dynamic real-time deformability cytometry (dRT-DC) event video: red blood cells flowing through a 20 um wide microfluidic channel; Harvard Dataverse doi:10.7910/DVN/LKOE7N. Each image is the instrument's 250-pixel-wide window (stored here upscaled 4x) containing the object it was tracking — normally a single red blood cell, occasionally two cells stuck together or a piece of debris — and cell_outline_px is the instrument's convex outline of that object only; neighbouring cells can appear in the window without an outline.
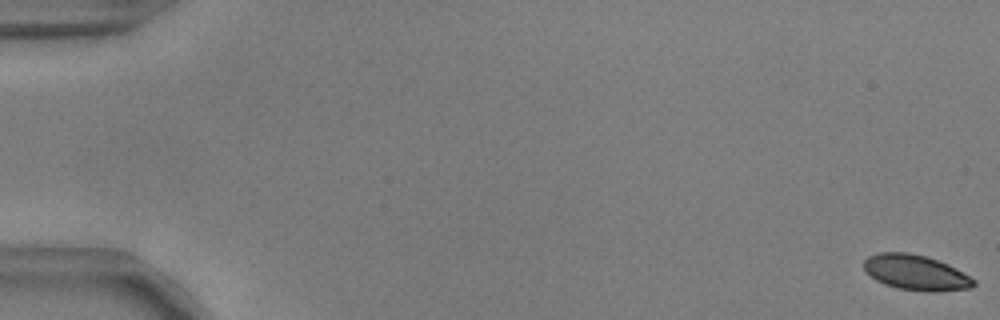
{"species": "common noctule bat (a hibernating species)", "species_latin": "Nyctalus noctula", "temperature_condition": "warm", "stored_images_in_passage": 56, "camera_frame_rate_fps": 3000, "um_per_image_px": 0.085, "animal": {"sex": "male", "body_mass_g": 17.9, "forearm_length_mm": 54.2}, "frame": {"image": 1, "passage_image": 1, "time_ms": 0.0, "image_size_px": [1000, 320], "cell_outline_px": [[976, 284], [972, 288], [936, 292], [928, 292], [896, 288], [884, 284], [876, 280], [864, 268], [864, 260], [868, 256], [880, 252], [908, 252], [924, 256], [948, 264], [956, 268], [976, 280]], "centroid_in_image_um": [77.87, 23.18], "position_along_channel_um": 7.1, "area_um2": 22.6}}
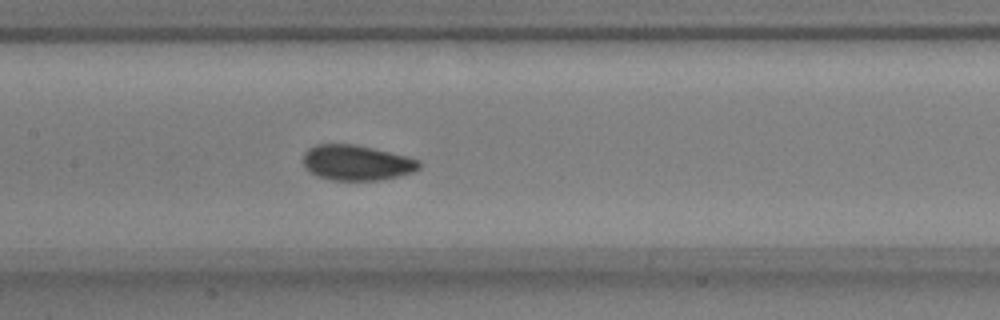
{"frame": {"image": 2, "passage_image": 28, "time_ms": 9.0, "image_size_px": [1000, 320], "cell_outline_px": [[420, 168], [412, 172], [380, 180], [332, 180], [316, 176], [308, 172], [304, 168], [304, 152], [308, 148], [316, 144], [356, 144], [408, 156], [420, 160]], "centroid_in_image_um": [30.29, 13.82], "position_along_channel_um": 177.1, "area_um2": 24.04}}
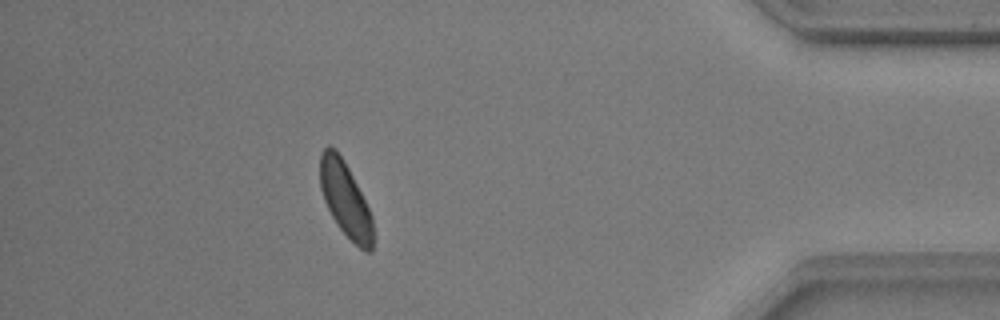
{"frame": {"image": 3, "passage_image": 50, "time_ms": 16.333, "image_size_px": [1000, 320], "cell_outline_px": [[372, 252], [364, 252], [336, 224], [324, 200], [320, 188], [320, 152], [328, 144], [344, 160], [372, 216]], "centroid_in_image_um": [29.33, 16.95], "position_along_channel_um": 405.9, "area_um2": 22.54}, "authors_computed_cell_mechanics": {"area_um2": 23.3801, "velocity_mm_per_s": 3.7018, "shape_relaxation_time_tau1_ms": 5.7931, "shape_relaxation_time_tau2_ms": 2.2849, "deformation_change_tau1": 0.1569, "deformation_change_tau2": 0.0544}}